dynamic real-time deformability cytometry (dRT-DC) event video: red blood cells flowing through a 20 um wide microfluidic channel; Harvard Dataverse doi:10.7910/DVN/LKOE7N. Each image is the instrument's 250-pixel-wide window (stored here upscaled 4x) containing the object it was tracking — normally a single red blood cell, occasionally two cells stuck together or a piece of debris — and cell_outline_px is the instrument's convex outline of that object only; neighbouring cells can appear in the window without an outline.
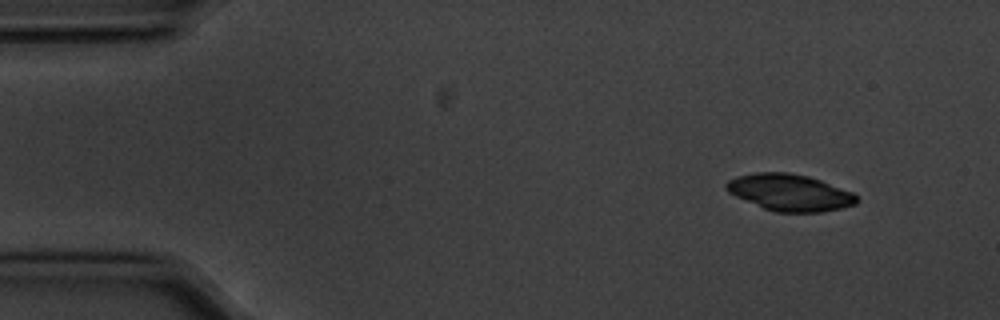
{"species": "common noctule bat (a hibernating species)", "species_latin": "Nyctalus noctula", "temperature_condition": "cold", "stored_images_in_passage": 51, "camera_frame_rate_fps": 3000, "um_per_image_px": 0.085, "animal": {"sex": "male", "body_mass_g": 20.1, "forearm_length_mm": 53.5}, "frame": {"image": 1, "passage_image": 1, "time_ms": 0.0, "image_size_px": [1000, 320], "cell_outline_px": [[860, 200], [856, 204], [840, 208], [820, 212], [776, 212], [764, 208], [736, 196], [728, 192], [724, 188], [724, 184], [728, 180], [736, 176], [756, 172], [788, 172], [808, 176], [820, 180], [852, 192]], "centroid_in_image_um": [67.11, 16.35], "position_along_channel_um": 17.9, "area_um2": 27.8}}
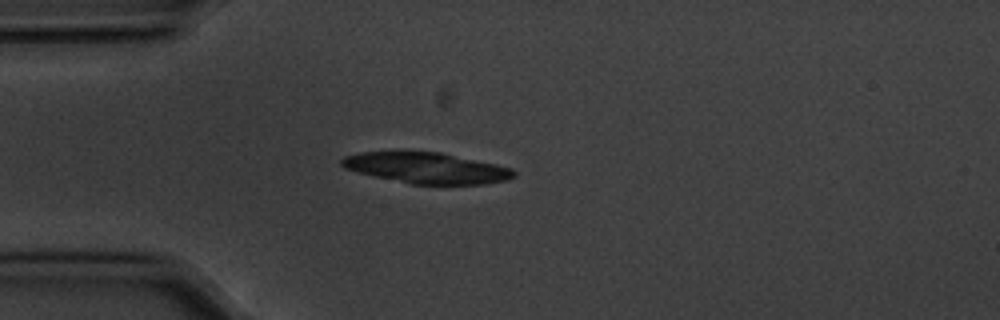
{"frame": {"image": 2, "passage_image": 10, "time_ms": 3.0, "image_size_px": [1000, 320], "cell_outline_px": [[516, 176], [508, 180], [484, 184], [412, 184], [376, 176], [344, 168], [340, 164], [340, 160], [344, 156], [360, 152], [400, 148], [440, 152], [496, 164], [512, 168], [516, 172]], "centroid_in_image_um": [36.22, 14.22], "position_along_channel_um": 48.8, "area_um2": 31.85}}